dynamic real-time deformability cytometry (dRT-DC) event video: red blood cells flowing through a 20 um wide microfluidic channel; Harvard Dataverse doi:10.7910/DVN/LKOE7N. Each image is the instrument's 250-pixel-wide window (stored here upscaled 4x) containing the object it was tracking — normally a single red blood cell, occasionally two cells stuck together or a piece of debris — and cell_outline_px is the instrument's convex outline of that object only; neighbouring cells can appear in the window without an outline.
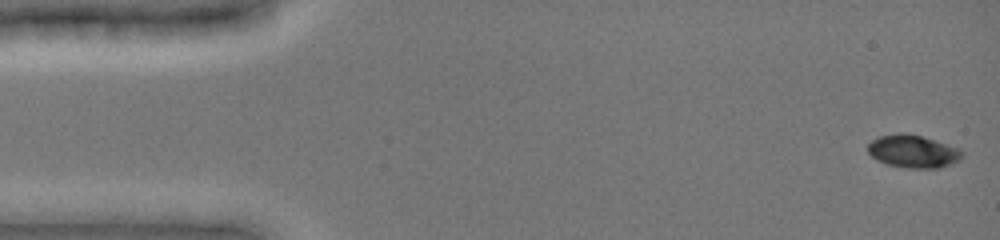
{"species": "common noctule bat (a hibernating species)", "species_latin": "Nyctalus noctula", "temperature_condition": "cold", "stored_images_in_passage": 48, "camera_frame_rate_fps": 3000, "um_per_image_px": 0.085, "animal": {"sex": "female", "body_mass_g": 19.0, "forearm_length_mm": 51.5}, "frame": {"image": 1, "passage_image": 1, "time_ms": 0.0, "image_size_px": [1000, 240], "cell_outline_px": [[964, 156], [960, 160], [940, 168], [912, 168], [888, 164], [876, 160], [868, 152], [868, 144], [872, 140], [880, 136], [900, 132], [908, 132], [960, 148], [964, 152]], "centroid_in_image_um": [77.64, 12.85], "position_along_channel_um": 7.4, "area_um2": 18.09}}
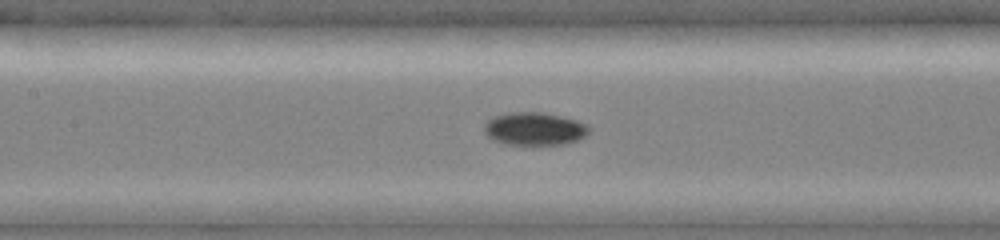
{"frame": {"image": 2, "passage_image": 22, "time_ms": 7.0, "image_size_px": [1000, 240], "cell_outline_px": [[592, 128], [584, 136], [576, 140], [564, 144], [532, 148], [508, 144], [492, 140], [484, 132], [484, 124], [488, 120], [496, 116], [512, 112], [544, 112], [576, 120], [588, 124]], "centroid_in_image_um": [45.44, 10.99], "position_along_channel_um": 162.0, "area_um2": 20.81}}
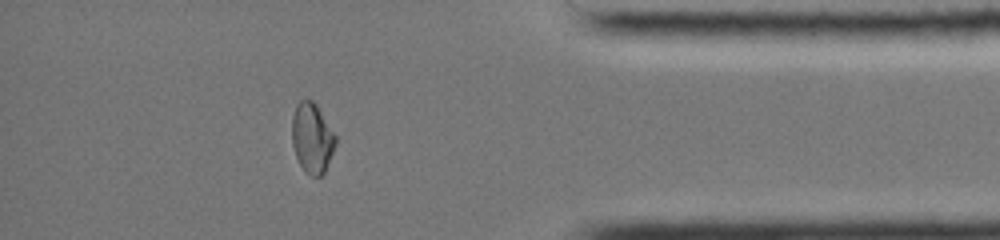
{"frame": {"image": 3, "passage_image": 42, "time_ms": 13.667, "image_size_px": [1000, 240], "cell_outline_px": [[336, 144], [324, 172], [320, 176], [312, 176], [304, 172], [296, 156], [292, 144], [292, 116], [296, 104], [300, 100], [312, 100], [316, 104], [336, 136]], "centroid_in_image_um": [26.51, 11.73], "position_along_channel_um": 408.7, "area_um2": 17.69}, "authors_computed_cell_mechanics": {"area_um2": 18.4671, "velocity_mm_per_s": 3.9542, "shape_relaxation_time_tau1_ms": null, "shape_relaxation_time_tau2_ms": 8.2117, "deformation_change_tau1": null, "deformation_change_tau2": 0.0754}}